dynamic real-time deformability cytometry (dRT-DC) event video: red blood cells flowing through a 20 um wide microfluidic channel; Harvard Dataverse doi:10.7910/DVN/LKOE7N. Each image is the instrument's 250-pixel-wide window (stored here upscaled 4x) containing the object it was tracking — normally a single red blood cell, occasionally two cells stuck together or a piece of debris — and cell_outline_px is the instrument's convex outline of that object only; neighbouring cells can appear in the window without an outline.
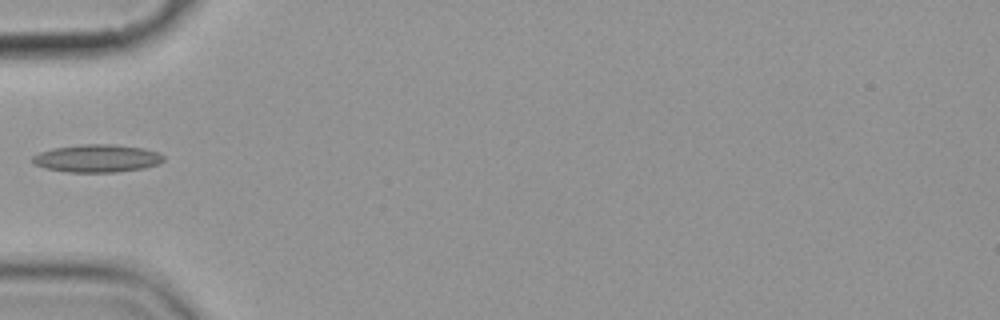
{"species": "common noctule bat (a hibernating species)", "species_latin": "Nyctalus noctula", "temperature_condition": "cold", "stored_images_in_passage": 5, "camera_frame_rate_fps": 3000, "um_per_image_px": 0.085, "animal": {"sex": "female", "body_mass_g": 19.9}, "frame": {"image": 1, "passage_image": 5, "time_ms": 5.333, "image_size_px": [1000, 320], "cell_outline_px": [[164, 160], [160, 164], [144, 168], [116, 172], [68, 172], [44, 168], [36, 164], [32, 160], [32, 156], [40, 152], [52, 148], [80, 144], [116, 144], [144, 148], [160, 152], [164, 156]], "centroid_in_image_um": [8.29, 13.45], "position_along_channel_um": 76.7, "area_um2": 21.44}}